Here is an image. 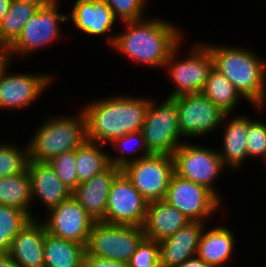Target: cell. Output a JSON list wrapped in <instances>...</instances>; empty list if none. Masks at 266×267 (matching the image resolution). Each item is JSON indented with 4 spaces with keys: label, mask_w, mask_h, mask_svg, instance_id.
Here are the masks:
<instances>
[{
    "label": "cell",
    "mask_w": 266,
    "mask_h": 267,
    "mask_svg": "<svg viewBox=\"0 0 266 267\" xmlns=\"http://www.w3.org/2000/svg\"><path fill=\"white\" fill-rule=\"evenodd\" d=\"M0 204L25 211L32 219L38 218L31 211V185L27 170L21 174L0 178Z\"/></svg>",
    "instance_id": "484cf974"
},
{
    "label": "cell",
    "mask_w": 266,
    "mask_h": 267,
    "mask_svg": "<svg viewBox=\"0 0 266 267\" xmlns=\"http://www.w3.org/2000/svg\"><path fill=\"white\" fill-rule=\"evenodd\" d=\"M164 200L190 221L204 223L222 206V201L211 190L175 173L170 179Z\"/></svg>",
    "instance_id": "7c38bea8"
},
{
    "label": "cell",
    "mask_w": 266,
    "mask_h": 267,
    "mask_svg": "<svg viewBox=\"0 0 266 267\" xmlns=\"http://www.w3.org/2000/svg\"><path fill=\"white\" fill-rule=\"evenodd\" d=\"M32 202L40 201L46 212L66 201L72 192L64 185L48 162L30 161L27 166Z\"/></svg>",
    "instance_id": "ac0fdd59"
},
{
    "label": "cell",
    "mask_w": 266,
    "mask_h": 267,
    "mask_svg": "<svg viewBox=\"0 0 266 267\" xmlns=\"http://www.w3.org/2000/svg\"><path fill=\"white\" fill-rule=\"evenodd\" d=\"M164 99L156 105L150 99L141 132L151 154L172 155L184 142L178 125L176 98Z\"/></svg>",
    "instance_id": "ba28073f"
},
{
    "label": "cell",
    "mask_w": 266,
    "mask_h": 267,
    "mask_svg": "<svg viewBox=\"0 0 266 267\" xmlns=\"http://www.w3.org/2000/svg\"><path fill=\"white\" fill-rule=\"evenodd\" d=\"M72 7L68 22L71 20L77 29L89 36L110 33L107 40L110 47L113 46L116 33L113 35L111 29L118 19L104 0H76Z\"/></svg>",
    "instance_id": "2e32d148"
},
{
    "label": "cell",
    "mask_w": 266,
    "mask_h": 267,
    "mask_svg": "<svg viewBox=\"0 0 266 267\" xmlns=\"http://www.w3.org/2000/svg\"><path fill=\"white\" fill-rule=\"evenodd\" d=\"M204 230L205 228L199 240L196 256L214 267H225L224 264L231 260L235 250L234 234L224 225Z\"/></svg>",
    "instance_id": "7402d4cb"
},
{
    "label": "cell",
    "mask_w": 266,
    "mask_h": 267,
    "mask_svg": "<svg viewBox=\"0 0 266 267\" xmlns=\"http://www.w3.org/2000/svg\"><path fill=\"white\" fill-rule=\"evenodd\" d=\"M48 163L64 185L73 192L78 186L75 150L59 154Z\"/></svg>",
    "instance_id": "1f68e13d"
},
{
    "label": "cell",
    "mask_w": 266,
    "mask_h": 267,
    "mask_svg": "<svg viewBox=\"0 0 266 267\" xmlns=\"http://www.w3.org/2000/svg\"><path fill=\"white\" fill-rule=\"evenodd\" d=\"M103 144L86 140L75 150L78 185L90 180L109 165V152L103 149Z\"/></svg>",
    "instance_id": "83f0119b"
},
{
    "label": "cell",
    "mask_w": 266,
    "mask_h": 267,
    "mask_svg": "<svg viewBox=\"0 0 266 267\" xmlns=\"http://www.w3.org/2000/svg\"><path fill=\"white\" fill-rule=\"evenodd\" d=\"M212 44V45H211ZM207 44L213 67L258 111L266 105V60L240 46Z\"/></svg>",
    "instance_id": "3957f363"
},
{
    "label": "cell",
    "mask_w": 266,
    "mask_h": 267,
    "mask_svg": "<svg viewBox=\"0 0 266 267\" xmlns=\"http://www.w3.org/2000/svg\"><path fill=\"white\" fill-rule=\"evenodd\" d=\"M144 237L142 226L94 222L85 246L86 254L127 264Z\"/></svg>",
    "instance_id": "52a82bcc"
},
{
    "label": "cell",
    "mask_w": 266,
    "mask_h": 267,
    "mask_svg": "<svg viewBox=\"0 0 266 267\" xmlns=\"http://www.w3.org/2000/svg\"><path fill=\"white\" fill-rule=\"evenodd\" d=\"M121 171L148 202L158 201L166 197L174 162L172 155L151 154L128 163Z\"/></svg>",
    "instance_id": "30bf717a"
},
{
    "label": "cell",
    "mask_w": 266,
    "mask_h": 267,
    "mask_svg": "<svg viewBox=\"0 0 266 267\" xmlns=\"http://www.w3.org/2000/svg\"><path fill=\"white\" fill-rule=\"evenodd\" d=\"M150 99L113 95L87 103L82 109L86 118L87 140L103 145L142 129Z\"/></svg>",
    "instance_id": "7a4b0ae2"
},
{
    "label": "cell",
    "mask_w": 266,
    "mask_h": 267,
    "mask_svg": "<svg viewBox=\"0 0 266 267\" xmlns=\"http://www.w3.org/2000/svg\"><path fill=\"white\" fill-rule=\"evenodd\" d=\"M58 0L43 3L27 21L22 33L7 49V60L39 51L62 37L60 22L68 21V14L60 13Z\"/></svg>",
    "instance_id": "8992f818"
},
{
    "label": "cell",
    "mask_w": 266,
    "mask_h": 267,
    "mask_svg": "<svg viewBox=\"0 0 266 267\" xmlns=\"http://www.w3.org/2000/svg\"><path fill=\"white\" fill-rule=\"evenodd\" d=\"M109 144L113 146L112 148L115 149V151H118V154L113 155V157L112 154H109L110 164H113L121 169L130 162L137 161L151 155L146 147L141 130L127 133L122 137L113 140ZM139 151L140 154L138 155L137 153ZM128 153H136V156L132 155V157H129Z\"/></svg>",
    "instance_id": "f1b7e54d"
},
{
    "label": "cell",
    "mask_w": 266,
    "mask_h": 267,
    "mask_svg": "<svg viewBox=\"0 0 266 267\" xmlns=\"http://www.w3.org/2000/svg\"><path fill=\"white\" fill-rule=\"evenodd\" d=\"M112 9L114 17L121 22L144 19L146 2L148 0H104Z\"/></svg>",
    "instance_id": "e575fe53"
},
{
    "label": "cell",
    "mask_w": 266,
    "mask_h": 267,
    "mask_svg": "<svg viewBox=\"0 0 266 267\" xmlns=\"http://www.w3.org/2000/svg\"><path fill=\"white\" fill-rule=\"evenodd\" d=\"M178 125L181 137L193 139L217 131L231 114H225L202 92L177 96ZM229 115V116H228ZM226 118V119H225ZM223 122V123H222Z\"/></svg>",
    "instance_id": "8fae6325"
},
{
    "label": "cell",
    "mask_w": 266,
    "mask_h": 267,
    "mask_svg": "<svg viewBox=\"0 0 266 267\" xmlns=\"http://www.w3.org/2000/svg\"><path fill=\"white\" fill-rule=\"evenodd\" d=\"M47 213L43 223L48 233L86 246L95 221L73 196Z\"/></svg>",
    "instance_id": "9a60e30c"
},
{
    "label": "cell",
    "mask_w": 266,
    "mask_h": 267,
    "mask_svg": "<svg viewBox=\"0 0 266 267\" xmlns=\"http://www.w3.org/2000/svg\"><path fill=\"white\" fill-rule=\"evenodd\" d=\"M42 4L41 0H12L8 12L0 23V45L7 50Z\"/></svg>",
    "instance_id": "cb8c5ba5"
},
{
    "label": "cell",
    "mask_w": 266,
    "mask_h": 267,
    "mask_svg": "<svg viewBox=\"0 0 266 267\" xmlns=\"http://www.w3.org/2000/svg\"><path fill=\"white\" fill-rule=\"evenodd\" d=\"M31 219L25 211L0 204V254H9L12 240Z\"/></svg>",
    "instance_id": "f546056e"
},
{
    "label": "cell",
    "mask_w": 266,
    "mask_h": 267,
    "mask_svg": "<svg viewBox=\"0 0 266 267\" xmlns=\"http://www.w3.org/2000/svg\"><path fill=\"white\" fill-rule=\"evenodd\" d=\"M59 116L48 117L35 129L27 144L30 161L49 162L59 154L76 150L87 140L82 109L73 116Z\"/></svg>",
    "instance_id": "277c9868"
},
{
    "label": "cell",
    "mask_w": 266,
    "mask_h": 267,
    "mask_svg": "<svg viewBox=\"0 0 266 267\" xmlns=\"http://www.w3.org/2000/svg\"><path fill=\"white\" fill-rule=\"evenodd\" d=\"M177 267H214L212 265H209L205 262H203L201 259H199L197 256L186 260L181 265Z\"/></svg>",
    "instance_id": "8d00e7d4"
},
{
    "label": "cell",
    "mask_w": 266,
    "mask_h": 267,
    "mask_svg": "<svg viewBox=\"0 0 266 267\" xmlns=\"http://www.w3.org/2000/svg\"><path fill=\"white\" fill-rule=\"evenodd\" d=\"M174 173L211 190L220 200L214 184L226 168L218 150L184 142L172 154ZM219 176V177H218ZM215 182V183H213Z\"/></svg>",
    "instance_id": "9c48e42d"
},
{
    "label": "cell",
    "mask_w": 266,
    "mask_h": 267,
    "mask_svg": "<svg viewBox=\"0 0 266 267\" xmlns=\"http://www.w3.org/2000/svg\"><path fill=\"white\" fill-rule=\"evenodd\" d=\"M83 267H127L126 263L94 257L85 253Z\"/></svg>",
    "instance_id": "d590c367"
},
{
    "label": "cell",
    "mask_w": 266,
    "mask_h": 267,
    "mask_svg": "<svg viewBox=\"0 0 266 267\" xmlns=\"http://www.w3.org/2000/svg\"><path fill=\"white\" fill-rule=\"evenodd\" d=\"M120 172L121 168L110 164L90 180L79 184L72 192V196L95 222H104L109 191Z\"/></svg>",
    "instance_id": "e0dca14e"
},
{
    "label": "cell",
    "mask_w": 266,
    "mask_h": 267,
    "mask_svg": "<svg viewBox=\"0 0 266 267\" xmlns=\"http://www.w3.org/2000/svg\"><path fill=\"white\" fill-rule=\"evenodd\" d=\"M205 224L190 221L171 237L158 242L160 267H177L195 257Z\"/></svg>",
    "instance_id": "d6986e66"
},
{
    "label": "cell",
    "mask_w": 266,
    "mask_h": 267,
    "mask_svg": "<svg viewBox=\"0 0 266 267\" xmlns=\"http://www.w3.org/2000/svg\"><path fill=\"white\" fill-rule=\"evenodd\" d=\"M7 61V50L0 45V68Z\"/></svg>",
    "instance_id": "ab89813d"
},
{
    "label": "cell",
    "mask_w": 266,
    "mask_h": 267,
    "mask_svg": "<svg viewBox=\"0 0 266 267\" xmlns=\"http://www.w3.org/2000/svg\"><path fill=\"white\" fill-rule=\"evenodd\" d=\"M12 0H0V23L9 10Z\"/></svg>",
    "instance_id": "f35d334b"
},
{
    "label": "cell",
    "mask_w": 266,
    "mask_h": 267,
    "mask_svg": "<svg viewBox=\"0 0 266 267\" xmlns=\"http://www.w3.org/2000/svg\"><path fill=\"white\" fill-rule=\"evenodd\" d=\"M43 221L31 219L12 240L9 255L20 267H45Z\"/></svg>",
    "instance_id": "ffe728a7"
},
{
    "label": "cell",
    "mask_w": 266,
    "mask_h": 267,
    "mask_svg": "<svg viewBox=\"0 0 266 267\" xmlns=\"http://www.w3.org/2000/svg\"><path fill=\"white\" fill-rule=\"evenodd\" d=\"M19 148L14 143L0 144V178L21 174L29 163L28 145Z\"/></svg>",
    "instance_id": "4dcf8cb0"
},
{
    "label": "cell",
    "mask_w": 266,
    "mask_h": 267,
    "mask_svg": "<svg viewBox=\"0 0 266 267\" xmlns=\"http://www.w3.org/2000/svg\"><path fill=\"white\" fill-rule=\"evenodd\" d=\"M190 48L185 59L179 61L180 43L173 49L164 67L175 88L167 96H177L201 93L205 87L210 70L213 68V59L206 43H196ZM180 47V48H179ZM178 53V55H177ZM178 59V60H177Z\"/></svg>",
    "instance_id": "5b68a950"
},
{
    "label": "cell",
    "mask_w": 266,
    "mask_h": 267,
    "mask_svg": "<svg viewBox=\"0 0 266 267\" xmlns=\"http://www.w3.org/2000/svg\"><path fill=\"white\" fill-rule=\"evenodd\" d=\"M189 222L183 213L163 199L148 202L142 227L146 238L160 242L171 237Z\"/></svg>",
    "instance_id": "44dd1931"
},
{
    "label": "cell",
    "mask_w": 266,
    "mask_h": 267,
    "mask_svg": "<svg viewBox=\"0 0 266 267\" xmlns=\"http://www.w3.org/2000/svg\"><path fill=\"white\" fill-rule=\"evenodd\" d=\"M147 205L148 201L121 171L112 182L104 222L143 226Z\"/></svg>",
    "instance_id": "5bb4252c"
},
{
    "label": "cell",
    "mask_w": 266,
    "mask_h": 267,
    "mask_svg": "<svg viewBox=\"0 0 266 267\" xmlns=\"http://www.w3.org/2000/svg\"><path fill=\"white\" fill-rule=\"evenodd\" d=\"M9 65L12 63L7 60L0 68V110H20L29 107L40 95L42 96L54 80L53 75L45 72L9 73Z\"/></svg>",
    "instance_id": "4fadbf2b"
},
{
    "label": "cell",
    "mask_w": 266,
    "mask_h": 267,
    "mask_svg": "<svg viewBox=\"0 0 266 267\" xmlns=\"http://www.w3.org/2000/svg\"><path fill=\"white\" fill-rule=\"evenodd\" d=\"M228 121L229 123L226 121L222 138L223 149H218V152L225 168L238 171L248 158L246 141L248 116L237 115Z\"/></svg>",
    "instance_id": "603a6c76"
},
{
    "label": "cell",
    "mask_w": 266,
    "mask_h": 267,
    "mask_svg": "<svg viewBox=\"0 0 266 267\" xmlns=\"http://www.w3.org/2000/svg\"><path fill=\"white\" fill-rule=\"evenodd\" d=\"M85 245L51 235L44 241L45 267H83Z\"/></svg>",
    "instance_id": "d4e9b609"
},
{
    "label": "cell",
    "mask_w": 266,
    "mask_h": 267,
    "mask_svg": "<svg viewBox=\"0 0 266 267\" xmlns=\"http://www.w3.org/2000/svg\"><path fill=\"white\" fill-rule=\"evenodd\" d=\"M127 267H160L158 242L144 237L128 261Z\"/></svg>",
    "instance_id": "836d02e7"
},
{
    "label": "cell",
    "mask_w": 266,
    "mask_h": 267,
    "mask_svg": "<svg viewBox=\"0 0 266 267\" xmlns=\"http://www.w3.org/2000/svg\"><path fill=\"white\" fill-rule=\"evenodd\" d=\"M248 117L247 157H261L266 165V123L262 119Z\"/></svg>",
    "instance_id": "d6a6232c"
},
{
    "label": "cell",
    "mask_w": 266,
    "mask_h": 267,
    "mask_svg": "<svg viewBox=\"0 0 266 267\" xmlns=\"http://www.w3.org/2000/svg\"><path fill=\"white\" fill-rule=\"evenodd\" d=\"M43 3L50 2L52 0H41Z\"/></svg>",
    "instance_id": "60d3db41"
},
{
    "label": "cell",
    "mask_w": 266,
    "mask_h": 267,
    "mask_svg": "<svg viewBox=\"0 0 266 267\" xmlns=\"http://www.w3.org/2000/svg\"><path fill=\"white\" fill-rule=\"evenodd\" d=\"M0 267H20L9 254H0Z\"/></svg>",
    "instance_id": "74e56055"
},
{
    "label": "cell",
    "mask_w": 266,
    "mask_h": 267,
    "mask_svg": "<svg viewBox=\"0 0 266 267\" xmlns=\"http://www.w3.org/2000/svg\"><path fill=\"white\" fill-rule=\"evenodd\" d=\"M164 20L153 17L123 22L124 30L115 32L114 51L142 65L164 67L173 49L183 40L182 30Z\"/></svg>",
    "instance_id": "6da1fadb"
},
{
    "label": "cell",
    "mask_w": 266,
    "mask_h": 267,
    "mask_svg": "<svg viewBox=\"0 0 266 267\" xmlns=\"http://www.w3.org/2000/svg\"><path fill=\"white\" fill-rule=\"evenodd\" d=\"M202 93L225 114H231L244 98L234 85L214 67L209 72Z\"/></svg>",
    "instance_id": "4316f807"
}]
</instances>
